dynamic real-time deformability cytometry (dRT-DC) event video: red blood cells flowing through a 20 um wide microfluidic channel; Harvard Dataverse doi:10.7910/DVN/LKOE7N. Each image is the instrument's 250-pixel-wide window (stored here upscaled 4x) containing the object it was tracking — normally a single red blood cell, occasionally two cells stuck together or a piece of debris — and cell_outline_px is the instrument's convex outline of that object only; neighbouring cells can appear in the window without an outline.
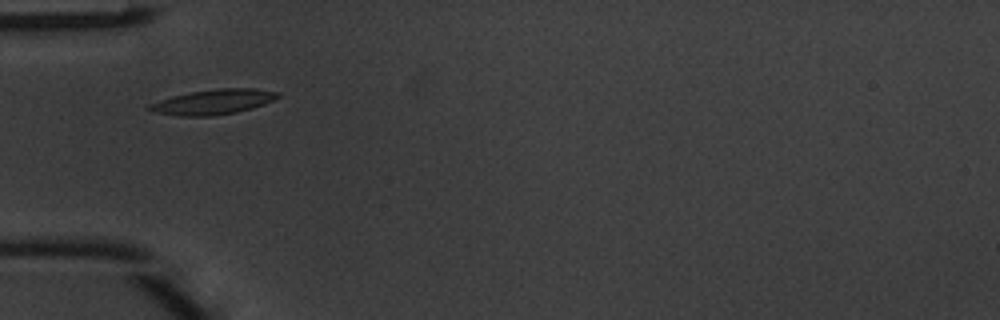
{"species": "common noctule bat (a hibernating species)", "species_latin": "Nyctalus noctula", "temperature_condition": "warm", "stored_images_in_passage": 33, "camera_frame_rate_fps": 3000, "um_per_image_px": 0.085, "animal": {"sex": "male", "body_mass_g": 20.1, "forearm_length_mm": 53.5}, "frame": {"image": 1, "passage_image": 2, "time_ms": 0.333, "image_size_px": [1000, 320], "cell_outline_px": [[280, 96], [264, 104], [252, 108], [236, 112], [212, 116], [180, 116], [152, 112], [144, 108], [148, 104], [172, 96], [192, 92], [216, 88], [256, 88], [280, 92]], "centroid_in_image_um": [18.1, 8.66], "position_along_channel_um": 66.9, "area_um2": 18.84}}
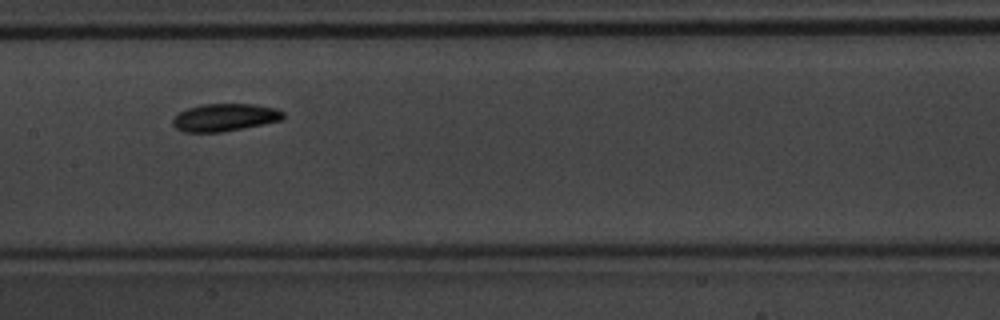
{"frame": {"image": 2, "passage_image": 11, "time_ms": 3.333, "image_size_px": [1000, 320], "cell_outline_px": [[284, 116], [280, 120], [220, 132], [184, 132], [176, 128], [172, 124], [172, 120], [180, 112], [188, 108], [204, 104], [256, 104], [272, 108], [284, 112]], "centroid_in_image_um": [19.06, 9.97], "position_along_channel_um": 188.3, "area_um2": 17.34}}
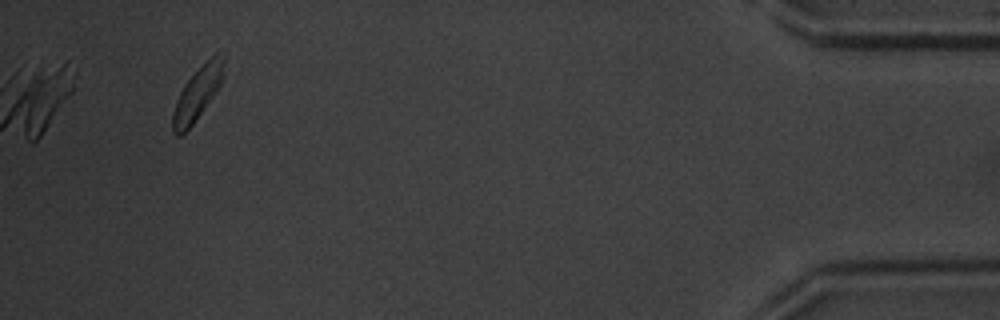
{"frame": {"image": 3, "passage_image": 33, "time_ms": 10.667, "image_size_px": [1000, 320], "cell_outline_px": [[224, 76], [216, 92], [192, 124], [180, 136], [176, 136], [172, 132], [172, 112], [176, 100], [184, 84], [216, 52], [224, 56]], "centroid_in_image_um": [16.77, 7.97], "position_along_channel_um": 418.4, "area_um2": 15.43}, "authors_computed_cell_mechanics": {"area_um2": 17.34, "velocity_mm_per_s": 4.0622, "shape_relaxation_time_tau1_ms": 2.3905, "shape_relaxation_time_tau2_ms": null, "deformation_change_tau1": 0.1232, "deformation_change_tau2": null}}